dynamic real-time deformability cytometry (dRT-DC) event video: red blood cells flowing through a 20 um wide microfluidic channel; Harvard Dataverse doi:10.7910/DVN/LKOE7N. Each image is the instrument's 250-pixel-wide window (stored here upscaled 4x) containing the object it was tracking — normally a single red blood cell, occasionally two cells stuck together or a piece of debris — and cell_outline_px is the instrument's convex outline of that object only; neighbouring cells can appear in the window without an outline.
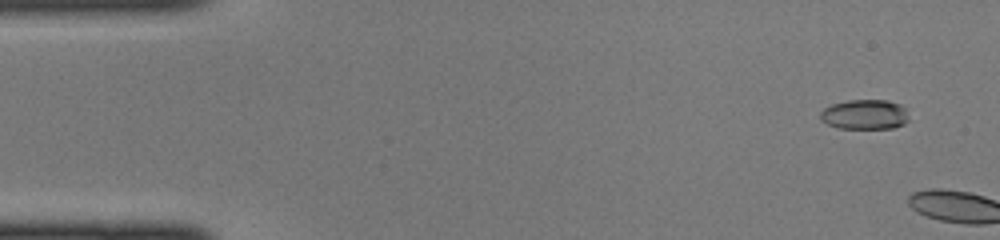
{"species": "common noctule bat (a hibernating species)", "species_latin": "Nyctalus noctula", "temperature_condition": "cold", "stored_images_in_passage": 5, "camera_frame_rate_fps": 3000, "um_per_image_px": 0.085, "animal": {"sex": "female", "body_mass_g": 22.0, "forearm_length_mm": 56.7}, "frame": {"image": 1, "passage_image": 3, "time_ms": 0.667, "image_size_px": [1000, 240], "cell_outline_px": [[908, 120], [904, 124], [892, 128], [840, 128], [828, 124], [820, 120], [820, 112], [824, 108], [832, 104], [848, 100], [888, 100], [900, 104], [904, 108]], "centroid_in_image_um": [73.48, 9.72], "position_along_channel_um": 11.5, "area_um2": 15.32}}